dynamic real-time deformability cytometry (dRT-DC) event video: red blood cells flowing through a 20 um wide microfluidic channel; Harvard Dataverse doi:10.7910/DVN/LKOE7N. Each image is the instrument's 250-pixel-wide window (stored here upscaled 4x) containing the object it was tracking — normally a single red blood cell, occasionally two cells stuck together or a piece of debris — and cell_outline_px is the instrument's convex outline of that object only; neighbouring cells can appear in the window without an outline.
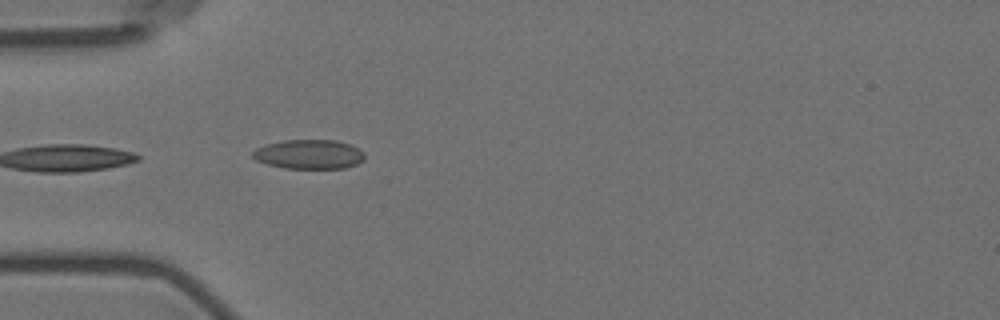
{"species": "Egyptian fruit bat (a non-hibernating species)", "species_latin": "Rousettus aegyptiacus", "temperature_condition": "room temperature", "stored_images_in_passage": 5, "camera_frame_rate_fps": 3000, "um_per_image_px": 0.085, "animal": {"sex": "female"}, "frame": {"image": 1, "passage_image": 5, "time_ms": 4.333, "image_size_px": [1000, 320], "cell_outline_px": [[364, 160], [356, 164], [344, 168], [284, 168], [268, 164], [256, 160], [252, 156], [252, 152], [256, 148], [268, 144], [284, 140], [336, 140], [348, 144], [364, 152]], "centroid_in_image_um": [26.26, 13.11], "position_along_channel_um": 58.7, "area_um2": 18.96}}